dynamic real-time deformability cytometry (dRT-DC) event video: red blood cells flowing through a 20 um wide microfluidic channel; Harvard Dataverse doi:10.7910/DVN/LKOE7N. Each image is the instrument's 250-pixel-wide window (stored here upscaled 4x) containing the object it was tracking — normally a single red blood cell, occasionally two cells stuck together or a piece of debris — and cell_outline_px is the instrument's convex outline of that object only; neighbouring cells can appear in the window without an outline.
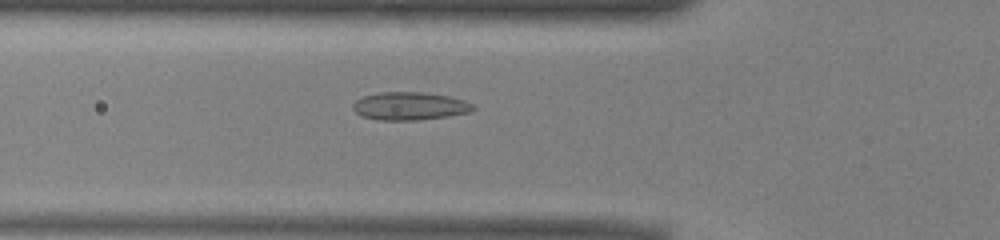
{"species": "common noctule bat (a hibernating species)", "species_latin": "Nyctalus noctula", "temperature_condition": "warm", "stored_images_in_passage": 52, "camera_frame_rate_fps": 3000, "um_per_image_px": 0.085, "animal": {"sex": "male", "body_mass_g": 13.0, "forearm_length_mm": 53.1}, "frame": {"image": 1, "passage_image": 18, "time_ms": 5.667, "image_size_px": [1000, 240], "cell_outline_px": [[476, 108], [472, 112], [448, 116], [416, 120], [380, 120], [360, 116], [352, 108], [352, 104], [356, 100], [364, 96], [380, 92], [424, 92], [448, 96], [464, 100], [472, 104]], "centroid_in_image_um": [34.82, 9.02], "position_along_channel_um": 91.0, "area_um2": 19.65}}
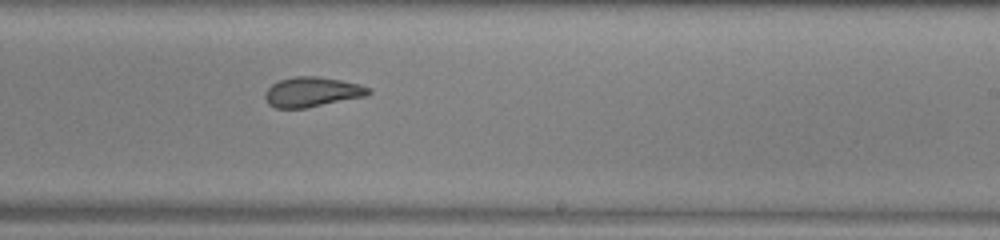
{"frame": {"image": 2, "passage_image": 31, "time_ms": 10.0, "image_size_px": [1000, 240], "cell_outline_px": [[372, 92], [364, 96], [304, 108], [276, 108], [268, 104], [264, 96], [268, 88], [272, 84], [280, 80], [296, 76], [316, 76], [340, 80], [360, 84], [368, 88]], "centroid_in_image_um": [26.49, 7.81], "position_along_channel_um": 262.5, "area_um2": 17.69}}
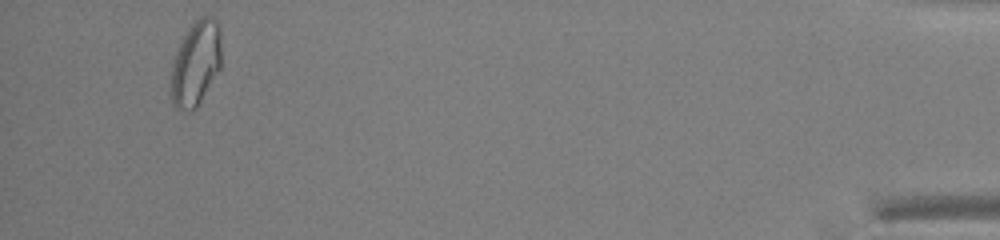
{"frame": {"image": 3, "passage_image": 49, "time_ms": 16.0, "image_size_px": [1000, 240], "cell_outline_px": [[220, 68], [196, 108], [188, 112], [176, 108], [172, 104], [172, 64], [180, 36], [192, 20], [200, 16], [212, 16], [220, 24]], "centroid_in_image_um": [16.63, 5.3], "position_along_channel_um": 418.6, "area_um2": 25.32}, "authors_computed_cell_mechanics": {"area_um2": 20.2011, "velocity_mm_per_s": 3.9569, "shape_relaxation_time_tau1_ms": null, "shape_relaxation_time_tau2_ms": 1.5842, "deformation_change_tau1": null, "deformation_change_tau2": 0.0971}}